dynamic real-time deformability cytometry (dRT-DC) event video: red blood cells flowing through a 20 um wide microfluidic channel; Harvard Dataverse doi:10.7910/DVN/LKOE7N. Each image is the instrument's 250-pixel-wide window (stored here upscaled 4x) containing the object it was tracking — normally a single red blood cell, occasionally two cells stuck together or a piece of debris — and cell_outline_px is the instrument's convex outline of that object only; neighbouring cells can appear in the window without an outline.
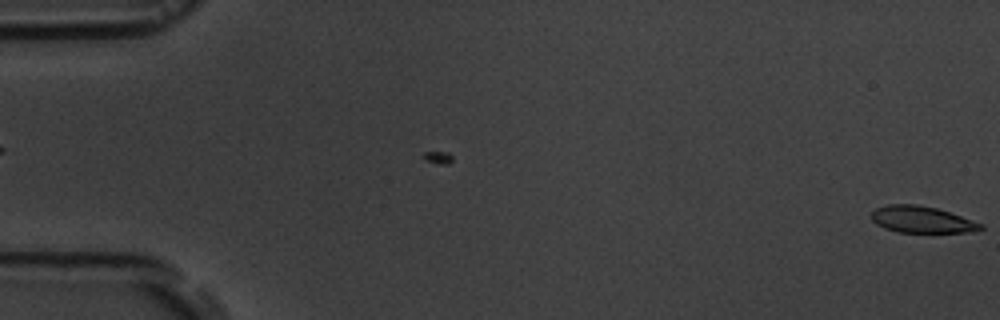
{"species": "common noctule bat (a hibernating species)", "species_latin": "Nyctalus noctula", "temperature_condition": "room temperature", "stored_images_in_passage": 2, "camera_frame_rate_fps": 3000, "um_per_image_px": 0.085, "animal": {"sex": "male", "body_mass_g": 19.5, "forearm_length_mm": 54.6}, "frame": {"image": 1, "passage_image": 2, "time_ms": 1.0, "image_size_px": [1000, 320], "cell_outline_px": [[984, 228], [968, 232], [896, 232], [884, 228], [876, 224], [872, 220], [872, 212], [876, 208], [888, 204], [916, 204], [936, 208], [984, 224]], "centroid_in_image_um": [78.32, 18.66], "position_along_channel_um": 6.7, "area_um2": 16.82}}